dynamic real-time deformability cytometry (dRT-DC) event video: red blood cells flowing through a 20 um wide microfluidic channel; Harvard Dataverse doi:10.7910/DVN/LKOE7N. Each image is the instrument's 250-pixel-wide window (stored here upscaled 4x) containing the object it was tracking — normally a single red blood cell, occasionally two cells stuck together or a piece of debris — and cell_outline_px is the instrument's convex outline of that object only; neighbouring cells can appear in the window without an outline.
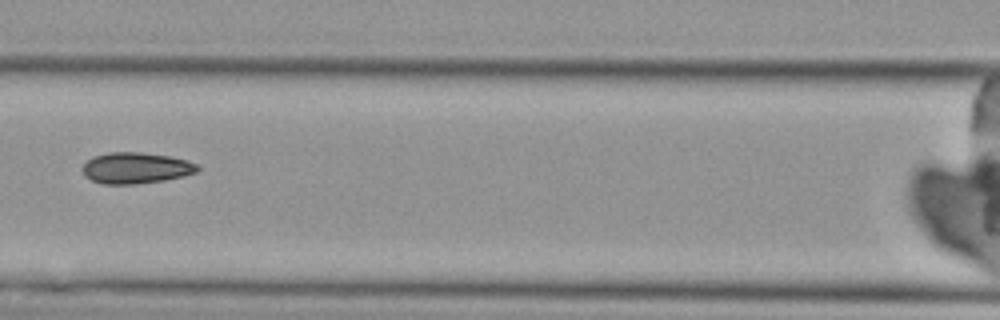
{"species": "Egyptian fruit bat (a non-hibernating species)", "species_latin": "Rousettus aegyptiacus", "temperature_condition": "cold", "stored_images_in_passage": 4, "camera_frame_rate_fps": 3000, "um_per_image_px": 0.085, "animal": {"sex": "female"}, "frame": {"image": 1, "passage_image": 4, "time_ms": 4.333, "image_size_px": [1000, 320], "cell_outline_px": [[200, 168], [196, 172], [184, 176], [164, 180], [136, 184], [100, 184], [84, 176], [80, 168], [92, 156], [108, 152], [140, 152], [168, 156], [188, 160], [196, 164]], "centroid_in_image_um": [11.51, 14.28], "position_along_channel_um": 155.1, "area_um2": 21.04}}